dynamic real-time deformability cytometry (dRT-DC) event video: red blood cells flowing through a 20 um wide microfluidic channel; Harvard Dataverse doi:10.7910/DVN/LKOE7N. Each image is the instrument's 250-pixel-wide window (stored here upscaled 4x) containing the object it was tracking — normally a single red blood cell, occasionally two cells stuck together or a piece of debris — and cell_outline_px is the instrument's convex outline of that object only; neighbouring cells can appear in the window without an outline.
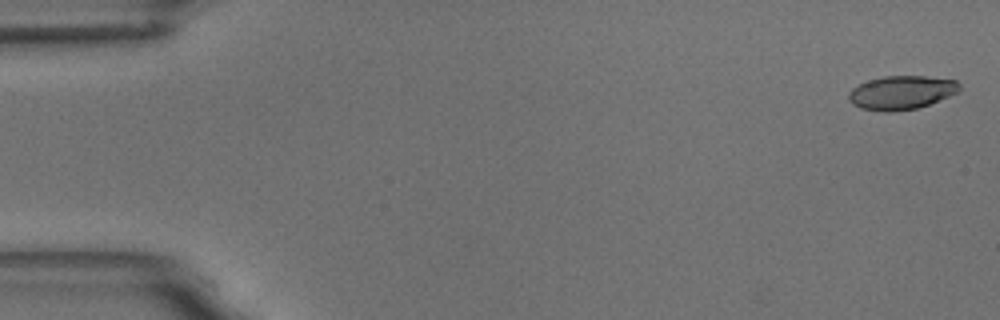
{"species": "common noctule bat (a hibernating species)", "species_latin": "Nyctalus noctula", "temperature_condition": "room temperature", "stored_images_in_passage": 15, "camera_frame_rate_fps": 3000, "um_per_image_px": 0.085, "animal": {"sex": "male", "body_mass_g": 18.8}, "frame": {"image": 1, "passage_image": 1, "time_ms": 0.0, "image_size_px": [1000, 320], "cell_outline_px": [[960, 88], [956, 92], [948, 96], [928, 104], [916, 108], [892, 112], [884, 112], [860, 108], [852, 104], [848, 100], [848, 92], [852, 88], [868, 80], [884, 76], [924, 76], [956, 80], [960, 84]], "centroid_in_image_um": [76.57, 7.87], "position_along_channel_um": 8.4, "area_um2": 21.68}}
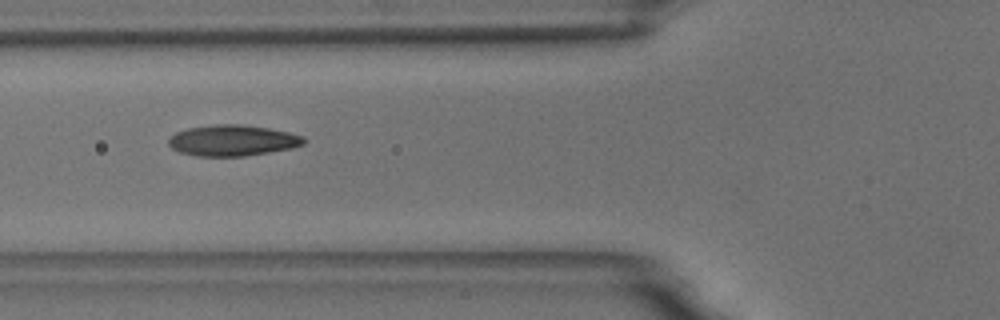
{"frame": {"image": 2, "passage_image": 6, "time_ms": 6.667, "image_size_px": [1000, 320], "cell_outline_px": [[308, 140], [304, 144], [292, 148], [244, 156], [196, 156], [180, 152], [172, 148], [168, 144], [168, 140], [176, 132], [188, 128], [216, 124], [244, 124], [268, 128], [288, 132], [304, 136]], "centroid_in_image_um": [19.79, 11.93], "position_along_channel_um": 106.0, "area_um2": 24.45}}
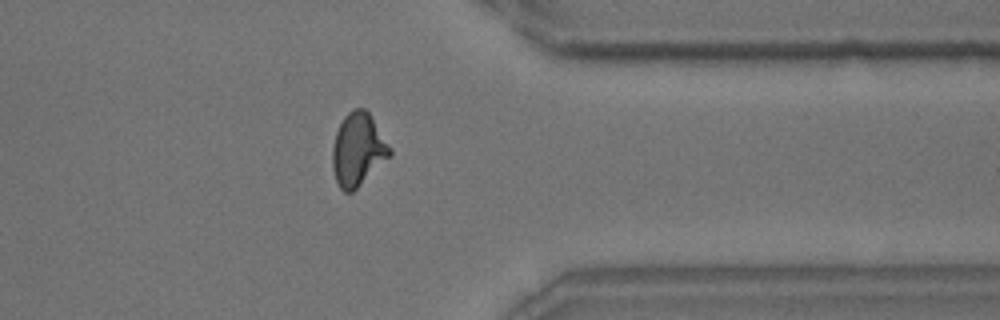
{"frame": {"image": 3, "passage_image": 13, "time_ms": 14.667, "image_size_px": [1000, 320], "cell_outline_px": [[392, 156], [352, 192], [344, 192], [340, 188], [336, 180], [332, 168], [332, 148], [336, 132], [344, 116], [352, 108], [364, 108], [368, 112], [392, 148]], "centroid_in_image_um": [30.44, 12.72], "position_along_channel_um": 381.0, "area_um2": 24.45}, "authors_computed_cell_mechanics": {"area_um2": 23.2934, "velocity_mm_per_s": 3.5383, "shape_relaxation_time_tau1_ms": 6.4647, "shape_relaxation_time_tau2_ms": 0.9761, "deformation_change_tau1": 0.171, "deformation_change_tau2": 0.0508}}